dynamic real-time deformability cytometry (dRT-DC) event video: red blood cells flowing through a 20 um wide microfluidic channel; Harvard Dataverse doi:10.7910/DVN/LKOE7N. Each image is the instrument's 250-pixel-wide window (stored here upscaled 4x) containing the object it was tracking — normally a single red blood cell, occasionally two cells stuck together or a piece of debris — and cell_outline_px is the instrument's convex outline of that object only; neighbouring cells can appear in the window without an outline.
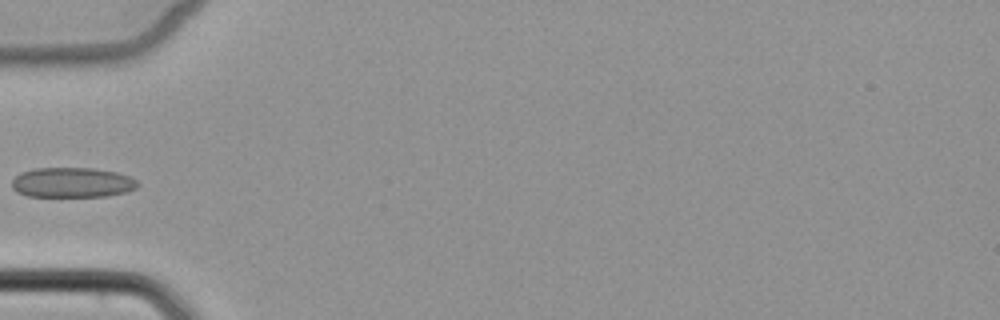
{"species": "common noctule bat (a hibernating species)", "species_latin": "Nyctalus noctula", "temperature_condition": "cold", "stored_images_in_passage": 5, "camera_frame_rate_fps": 3000, "um_per_image_px": 0.085, "animal": {"sex": "female", "body_mass_g": 22.7, "forearm_length_mm": 54.2}, "frame": {"image": 1, "passage_image": 4, "time_ms": 4.333, "image_size_px": [1000, 320], "cell_outline_px": [[140, 184], [136, 188], [124, 192], [108, 196], [28, 196], [16, 192], [12, 188], [12, 180], [20, 172], [32, 168], [96, 168], [116, 172], [132, 176]], "centroid_in_image_um": [6.14, 15.5], "position_along_channel_um": 78.9, "area_um2": 22.2}}
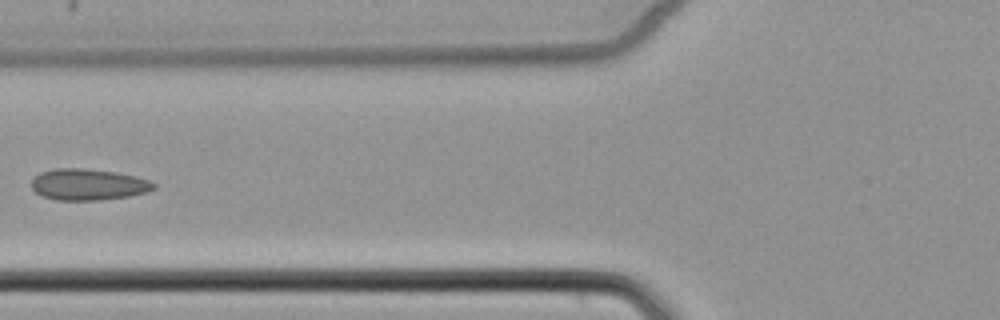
{"frame": {"image": 2, "passage_image": 5, "time_ms": 5.333, "image_size_px": [1000, 320], "cell_outline_px": [[156, 188], [148, 192], [128, 196], [100, 200], [56, 200], [44, 196], [36, 192], [32, 188], [32, 180], [40, 172], [56, 168], [84, 168], [116, 172], [136, 176], [148, 180], [156, 184]], "centroid_in_image_um": [7.52, 15.68], "position_along_channel_um": 118.3, "area_um2": 22.31}}